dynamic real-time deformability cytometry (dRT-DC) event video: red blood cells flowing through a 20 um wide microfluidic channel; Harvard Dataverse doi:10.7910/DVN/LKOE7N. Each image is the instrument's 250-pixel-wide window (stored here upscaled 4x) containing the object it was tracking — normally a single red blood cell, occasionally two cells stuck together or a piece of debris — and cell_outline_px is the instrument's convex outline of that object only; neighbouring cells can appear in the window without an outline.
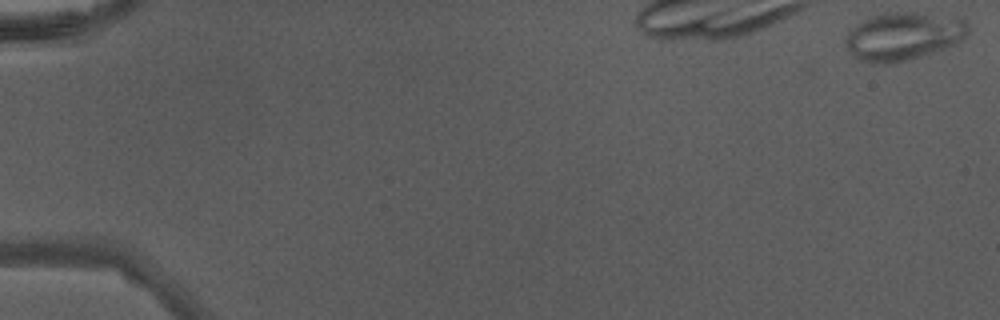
{"species": "Egyptian fruit bat (a non-hibernating species)", "species_latin": "Rousettus aegyptiacus", "temperature_condition": "warm", "stored_images_in_passage": 5, "camera_frame_rate_fps": 3000, "um_per_image_px": 0.085, "animal": {"sex": "male"}, "frame": {"image": 1, "passage_image": 1, "time_ms": 0.0, "image_size_px": [1000, 320], "cell_outline_px": [[968, 32], [956, 44], [908, 60], [888, 64], [876, 64], [860, 60], [852, 56], [844, 44], [844, 40], [848, 32], [856, 24], [872, 16], [888, 12], [916, 12], [964, 20], [968, 24]], "centroid_in_image_um": [76.71, 3.1], "position_along_channel_um": 8.3, "area_um2": 34.04}}